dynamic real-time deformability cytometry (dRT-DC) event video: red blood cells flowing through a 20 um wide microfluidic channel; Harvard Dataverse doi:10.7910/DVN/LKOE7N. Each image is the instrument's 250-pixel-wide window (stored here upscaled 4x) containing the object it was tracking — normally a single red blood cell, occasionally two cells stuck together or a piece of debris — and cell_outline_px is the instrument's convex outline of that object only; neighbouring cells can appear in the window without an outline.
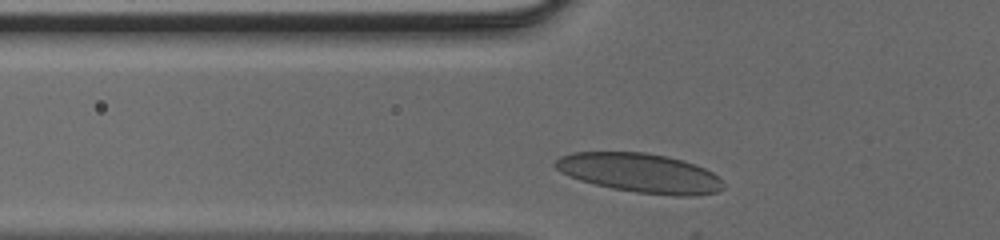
{"species": "human", "species_latin": "Homo sapiens", "temperature_condition": "cold", "stored_images_in_passage": 26, "camera_frame_rate_fps": 3000, "um_per_image_px": 0.085, "donor": {"sex": "male"}, "frame": {"image": 1, "passage_image": 3, "time_ms": 0.667, "image_size_px": [1000, 240], "cell_outline_px": [[724, 188], [716, 192], [696, 196], [676, 196], [636, 192], [612, 188], [580, 180], [568, 176], [560, 172], [552, 164], [560, 156], [572, 152], [644, 152], [668, 156], [696, 164], [712, 172], [724, 184]], "centroid_in_image_um": [54.39, 14.7], "position_along_channel_um": 71.4, "area_um2": 38.49}}
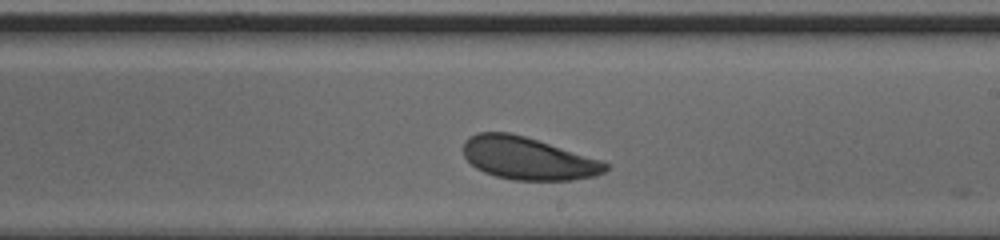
{"frame": {"image": 2, "passage_image": 15, "time_ms": 4.667, "image_size_px": [1000, 240], "cell_outline_px": [[608, 168], [604, 172], [596, 176], [572, 180], [512, 180], [496, 176], [484, 172], [476, 168], [464, 156], [464, 140], [468, 136], [476, 132], [508, 132], [524, 136], [600, 160], [608, 164]], "centroid_in_image_um": [44.84, 13.46], "position_along_channel_um": 244.2, "area_um2": 35.03}}
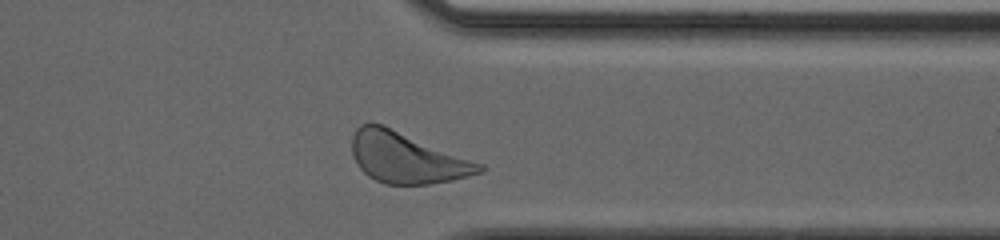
{"frame": {"image": 3, "passage_image": 24, "time_ms": 7.667, "image_size_px": [1000, 240], "cell_outline_px": [[488, 168], [484, 172], [452, 180], [432, 184], [384, 184], [368, 176], [360, 168], [352, 152], [352, 136], [356, 128], [360, 124], [384, 124], [484, 164]], "centroid_in_image_um": [34.62, 13.41], "position_along_channel_um": 376.8, "area_um2": 37.92}}